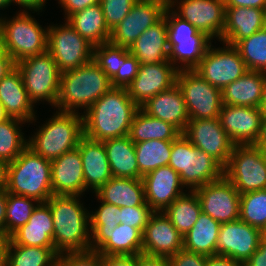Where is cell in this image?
<instances>
[{
	"instance_id": "42",
	"label": "cell",
	"mask_w": 266,
	"mask_h": 266,
	"mask_svg": "<svg viewBox=\"0 0 266 266\" xmlns=\"http://www.w3.org/2000/svg\"><path fill=\"white\" fill-rule=\"evenodd\" d=\"M39 203L33 198L7 192L5 235L11 236L25 225Z\"/></svg>"
},
{
	"instance_id": "6",
	"label": "cell",
	"mask_w": 266,
	"mask_h": 266,
	"mask_svg": "<svg viewBox=\"0 0 266 266\" xmlns=\"http://www.w3.org/2000/svg\"><path fill=\"white\" fill-rule=\"evenodd\" d=\"M168 165L180 176L181 183L193 191L223 176V167L195 147L182 133L172 141Z\"/></svg>"
},
{
	"instance_id": "57",
	"label": "cell",
	"mask_w": 266,
	"mask_h": 266,
	"mask_svg": "<svg viewBox=\"0 0 266 266\" xmlns=\"http://www.w3.org/2000/svg\"><path fill=\"white\" fill-rule=\"evenodd\" d=\"M12 4L15 3L16 6L19 5V7H23L24 9H21V11H34L35 12H41L43 7L46 5V0H11ZM41 10V11H40Z\"/></svg>"
},
{
	"instance_id": "41",
	"label": "cell",
	"mask_w": 266,
	"mask_h": 266,
	"mask_svg": "<svg viewBox=\"0 0 266 266\" xmlns=\"http://www.w3.org/2000/svg\"><path fill=\"white\" fill-rule=\"evenodd\" d=\"M235 47L248 70L266 73V27L240 40Z\"/></svg>"
},
{
	"instance_id": "17",
	"label": "cell",
	"mask_w": 266,
	"mask_h": 266,
	"mask_svg": "<svg viewBox=\"0 0 266 266\" xmlns=\"http://www.w3.org/2000/svg\"><path fill=\"white\" fill-rule=\"evenodd\" d=\"M166 8L157 0H137L126 17L111 30L109 42L129 49L146 29L164 16Z\"/></svg>"
},
{
	"instance_id": "31",
	"label": "cell",
	"mask_w": 266,
	"mask_h": 266,
	"mask_svg": "<svg viewBox=\"0 0 266 266\" xmlns=\"http://www.w3.org/2000/svg\"><path fill=\"white\" fill-rule=\"evenodd\" d=\"M265 79L266 73L248 70L221 91L222 104L260 108L261 93Z\"/></svg>"
},
{
	"instance_id": "13",
	"label": "cell",
	"mask_w": 266,
	"mask_h": 266,
	"mask_svg": "<svg viewBox=\"0 0 266 266\" xmlns=\"http://www.w3.org/2000/svg\"><path fill=\"white\" fill-rule=\"evenodd\" d=\"M222 43L223 47L218 48H213L211 44L200 64L194 69L209 84L221 91L248 71L238 49Z\"/></svg>"
},
{
	"instance_id": "28",
	"label": "cell",
	"mask_w": 266,
	"mask_h": 266,
	"mask_svg": "<svg viewBox=\"0 0 266 266\" xmlns=\"http://www.w3.org/2000/svg\"><path fill=\"white\" fill-rule=\"evenodd\" d=\"M140 108L151 117L172 124L181 133L184 132L190 120L182 91L177 84L150 98Z\"/></svg>"
},
{
	"instance_id": "29",
	"label": "cell",
	"mask_w": 266,
	"mask_h": 266,
	"mask_svg": "<svg viewBox=\"0 0 266 266\" xmlns=\"http://www.w3.org/2000/svg\"><path fill=\"white\" fill-rule=\"evenodd\" d=\"M54 226L50 206L39 203L29 221L11 236L10 245L55 247L53 242Z\"/></svg>"
},
{
	"instance_id": "44",
	"label": "cell",
	"mask_w": 266,
	"mask_h": 266,
	"mask_svg": "<svg viewBox=\"0 0 266 266\" xmlns=\"http://www.w3.org/2000/svg\"><path fill=\"white\" fill-rule=\"evenodd\" d=\"M128 48L110 42L93 47V60L111 80L121 67V55Z\"/></svg>"
},
{
	"instance_id": "53",
	"label": "cell",
	"mask_w": 266,
	"mask_h": 266,
	"mask_svg": "<svg viewBox=\"0 0 266 266\" xmlns=\"http://www.w3.org/2000/svg\"><path fill=\"white\" fill-rule=\"evenodd\" d=\"M243 266H266V238H261L258 249L243 263Z\"/></svg>"
},
{
	"instance_id": "5",
	"label": "cell",
	"mask_w": 266,
	"mask_h": 266,
	"mask_svg": "<svg viewBox=\"0 0 266 266\" xmlns=\"http://www.w3.org/2000/svg\"><path fill=\"white\" fill-rule=\"evenodd\" d=\"M82 113L60 112L39 126L28 139V147L50 161L78 146L84 136Z\"/></svg>"
},
{
	"instance_id": "14",
	"label": "cell",
	"mask_w": 266,
	"mask_h": 266,
	"mask_svg": "<svg viewBox=\"0 0 266 266\" xmlns=\"http://www.w3.org/2000/svg\"><path fill=\"white\" fill-rule=\"evenodd\" d=\"M182 134L223 168L227 165L235 144L224 131L219 118L190 119Z\"/></svg>"
},
{
	"instance_id": "26",
	"label": "cell",
	"mask_w": 266,
	"mask_h": 266,
	"mask_svg": "<svg viewBox=\"0 0 266 266\" xmlns=\"http://www.w3.org/2000/svg\"><path fill=\"white\" fill-rule=\"evenodd\" d=\"M0 104L9 118H16L26 123L36 122L34 103L29 99L23 85L22 76L15 67L0 81Z\"/></svg>"
},
{
	"instance_id": "9",
	"label": "cell",
	"mask_w": 266,
	"mask_h": 266,
	"mask_svg": "<svg viewBox=\"0 0 266 266\" xmlns=\"http://www.w3.org/2000/svg\"><path fill=\"white\" fill-rule=\"evenodd\" d=\"M15 67L19 70L25 90L34 105L39 101H46L56 107L61 72L48 51L22 59Z\"/></svg>"
},
{
	"instance_id": "63",
	"label": "cell",
	"mask_w": 266,
	"mask_h": 266,
	"mask_svg": "<svg viewBox=\"0 0 266 266\" xmlns=\"http://www.w3.org/2000/svg\"><path fill=\"white\" fill-rule=\"evenodd\" d=\"M260 109L263 112H266V79L263 83L262 93H261V103H260Z\"/></svg>"
},
{
	"instance_id": "25",
	"label": "cell",
	"mask_w": 266,
	"mask_h": 266,
	"mask_svg": "<svg viewBox=\"0 0 266 266\" xmlns=\"http://www.w3.org/2000/svg\"><path fill=\"white\" fill-rule=\"evenodd\" d=\"M77 147L82 159L85 187L95 193L113 177L104 144L83 136Z\"/></svg>"
},
{
	"instance_id": "66",
	"label": "cell",
	"mask_w": 266,
	"mask_h": 266,
	"mask_svg": "<svg viewBox=\"0 0 266 266\" xmlns=\"http://www.w3.org/2000/svg\"><path fill=\"white\" fill-rule=\"evenodd\" d=\"M10 5H12L11 0H0V10H4L7 7H9Z\"/></svg>"
},
{
	"instance_id": "12",
	"label": "cell",
	"mask_w": 266,
	"mask_h": 266,
	"mask_svg": "<svg viewBox=\"0 0 266 266\" xmlns=\"http://www.w3.org/2000/svg\"><path fill=\"white\" fill-rule=\"evenodd\" d=\"M176 84L182 91L189 119L219 117L221 90L209 84L194 69L178 71Z\"/></svg>"
},
{
	"instance_id": "68",
	"label": "cell",
	"mask_w": 266,
	"mask_h": 266,
	"mask_svg": "<svg viewBox=\"0 0 266 266\" xmlns=\"http://www.w3.org/2000/svg\"><path fill=\"white\" fill-rule=\"evenodd\" d=\"M262 237L266 238V227L262 231Z\"/></svg>"
},
{
	"instance_id": "15",
	"label": "cell",
	"mask_w": 266,
	"mask_h": 266,
	"mask_svg": "<svg viewBox=\"0 0 266 266\" xmlns=\"http://www.w3.org/2000/svg\"><path fill=\"white\" fill-rule=\"evenodd\" d=\"M168 7L212 40L220 41L225 24L224 0H173Z\"/></svg>"
},
{
	"instance_id": "45",
	"label": "cell",
	"mask_w": 266,
	"mask_h": 266,
	"mask_svg": "<svg viewBox=\"0 0 266 266\" xmlns=\"http://www.w3.org/2000/svg\"><path fill=\"white\" fill-rule=\"evenodd\" d=\"M99 208L90 211V230H111L120 223V207L102 201L97 195Z\"/></svg>"
},
{
	"instance_id": "46",
	"label": "cell",
	"mask_w": 266,
	"mask_h": 266,
	"mask_svg": "<svg viewBox=\"0 0 266 266\" xmlns=\"http://www.w3.org/2000/svg\"><path fill=\"white\" fill-rule=\"evenodd\" d=\"M137 0H100L108 29H114L130 12Z\"/></svg>"
},
{
	"instance_id": "54",
	"label": "cell",
	"mask_w": 266,
	"mask_h": 266,
	"mask_svg": "<svg viewBox=\"0 0 266 266\" xmlns=\"http://www.w3.org/2000/svg\"><path fill=\"white\" fill-rule=\"evenodd\" d=\"M137 266H171L170 259L164 256L137 255Z\"/></svg>"
},
{
	"instance_id": "20",
	"label": "cell",
	"mask_w": 266,
	"mask_h": 266,
	"mask_svg": "<svg viewBox=\"0 0 266 266\" xmlns=\"http://www.w3.org/2000/svg\"><path fill=\"white\" fill-rule=\"evenodd\" d=\"M264 112L253 106L223 105L219 121L235 145L256 144Z\"/></svg>"
},
{
	"instance_id": "64",
	"label": "cell",
	"mask_w": 266,
	"mask_h": 266,
	"mask_svg": "<svg viewBox=\"0 0 266 266\" xmlns=\"http://www.w3.org/2000/svg\"><path fill=\"white\" fill-rule=\"evenodd\" d=\"M9 116L6 114L4 107L0 104V123L7 120Z\"/></svg>"
},
{
	"instance_id": "43",
	"label": "cell",
	"mask_w": 266,
	"mask_h": 266,
	"mask_svg": "<svg viewBox=\"0 0 266 266\" xmlns=\"http://www.w3.org/2000/svg\"><path fill=\"white\" fill-rule=\"evenodd\" d=\"M239 219L263 231L266 227V189L241 194Z\"/></svg>"
},
{
	"instance_id": "21",
	"label": "cell",
	"mask_w": 266,
	"mask_h": 266,
	"mask_svg": "<svg viewBox=\"0 0 266 266\" xmlns=\"http://www.w3.org/2000/svg\"><path fill=\"white\" fill-rule=\"evenodd\" d=\"M183 248V235L163 212H154L142 233V253L170 257Z\"/></svg>"
},
{
	"instance_id": "35",
	"label": "cell",
	"mask_w": 266,
	"mask_h": 266,
	"mask_svg": "<svg viewBox=\"0 0 266 266\" xmlns=\"http://www.w3.org/2000/svg\"><path fill=\"white\" fill-rule=\"evenodd\" d=\"M220 225L201 211L193 227L183 235V248L206 256L216 255Z\"/></svg>"
},
{
	"instance_id": "50",
	"label": "cell",
	"mask_w": 266,
	"mask_h": 266,
	"mask_svg": "<svg viewBox=\"0 0 266 266\" xmlns=\"http://www.w3.org/2000/svg\"><path fill=\"white\" fill-rule=\"evenodd\" d=\"M206 255L191 252L182 248L179 252L169 257L171 266H206Z\"/></svg>"
},
{
	"instance_id": "49",
	"label": "cell",
	"mask_w": 266,
	"mask_h": 266,
	"mask_svg": "<svg viewBox=\"0 0 266 266\" xmlns=\"http://www.w3.org/2000/svg\"><path fill=\"white\" fill-rule=\"evenodd\" d=\"M59 266H102L98 250L68 251L59 255Z\"/></svg>"
},
{
	"instance_id": "36",
	"label": "cell",
	"mask_w": 266,
	"mask_h": 266,
	"mask_svg": "<svg viewBox=\"0 0 266 266\" xmlns=\"http://www.w3.org/2000/svg\"><path fill=\"white\" fill-rule=\"evenodd\" d=\"M181 132L172 124L151 117L141 108L135 113L128 136L133 143L147 140H175Z\"/></svg>"
},
{
	"instance_id": "23",
	"label": "cell",
	"mask_w": 266,
	"mask_h": 266,
	"mask_svg": "<svg viewBox=\"0 0 266 266\" xmlns=\"http://www.w3.org/2000/svg\"><path fill=\"white\" fill-rule=\"evenodd\" d=\"M90 249L102 255H138L142 253V232L126 223L111 230H91Z\"/></svg>"
},
{
	"instance_id": "65",
	"label": "cell",
	"mask_w": 266,
	"mask_h": 266,
	"mask_svg": "<svg viewBox=\"0 0 266 266\" xmlns=\"http://www.w3.org/2000/svg\"><path fill=\"white\" fill-rule=\"evenodd\" d=\"M4 39L0 30V58L5 54Z\"/></svg>"
},
{
	"instance_id": "47",
	"label": "cell",
	"mask_w": 266,
	"mask_h": 266,
	"mask_svg": "<svg viewBox=\"0 0 266 266\" xmlns=\"http://www.w3.org/2000/svg\"><path fill=\"white\" fill-rule=\"evenodd\" d=\"M140 63L127 49L121 55V67L110 80L112 87L126 88L136 77Z\"/></svg>"
},
{
	"instance_id": "52",
	"label": "cell",
	"mask_w": 266,
	"mask_h": 266,
	"mask_svg": "<svg viewBox=\"0 0 266 266\" xmlns=\"http://www.w3.org/2000/svg\"><path fill=\"white\" fill-rule=\"evenodd\" d=\"M102 266H137V255H102Z\"/></svg>"
},
{
	"instance_id": "19",
	"label": "cell",
	"mask_w": 266,
	"mask_h": 266,
	"mask_svg": "<svg viewBox=\"0 0 266 266\" xmlns=\"http://www.w3.org/2000/svg\"><path fill=\"white\" fill-rule=\"evenodd\" d=\"M178 69L169 61L155 64H140L135 79L126 87L128 95L141 107L160 92L176 84Z\"/></svg>"
},
{
	"instance_id": "48",
	"label": "cell",
	"mask_w": 266,
	"mask_h": 266,
	"mask_svg": "<svg viewBox=\"0 0 266 266\" xmlns=\"http://www.w3.org/2000/svg\"><path fill=\"white\" fill-rule=\"evenodd\" d=\"M153 213L154 211L147 202L140 206L121 207L120 223H126V225L137 228L143 233Z\"/></svg>"
},
{
	"instance_id": "55",
	"label": "cell",
	"mask_w": 266,
	"mask_h": 266,
	"mask_svg": "<svg viewBox=\"0 0 266 266\" xmlns=\"http://www.w3.org/2000/svg\"><path fill=\"white\" fill-rule=\"evenodd\" d=\"M225 7H247L266 10V0H224Z\"/></svg>"
},
{
	"instance_id": "11",
	"label": "cell",
	"mask_w": 266,
	"mask_h": 266,
	"mask_svg": "<svg viewBox=\"0 0 266 266\" xmlns=\"http://www.w3.org/2000/svg\"><path fill=\"white\" fill-rule=\"evenodd\" d=\"M48 26L47 51L61 73L79 68L93 59V45L69 23Z\"/></svg>"
},
{
	"instance_id": "10",
	"label": "cell",
	"mask_w": 266,
	"mask_h": 266,
	"mask_svg": "<svg viewBox=\"0 0 266 266\" xmlns=\"http://www.w3.org/2000/svg\"><path fill=\"white\" fill-rule=\"evenodd\" d=\"M223 175L240 194L266 189V151L255 144L235 145Z\"/></svg>"
},
{
	"instance_id": "7",
	"label": "cell",
	"mask_w": 266,
	"mask_h": 266,
	"mask_svg": "<svg viewBox=\"0 0 266 266\" xmlns=\"http://www.w3.org/2000/svg\"><path fill=\"white\" fill-rule=\"evenodd\" d=\"M29 11H18L11 19L0 17L5 52L15 63L47 52L48 26L43 28Z\"/></svg>"
},
{
	"instance_id": "40",
	"label": "cell",
	"mask_w": 266,
	"mask_h": 266,
	"mask_svg": "<svg viewBox=\"0 0 266 266\" xmlns=\"http://www.w3.org/2000/svg\"><path fill=\"white\" fill-rule=\"evenodd\" d=\"M25 123L16 118H8L0 123V160L9 164L28 147V139L21 130Z\"/></svg>"
},
{
	"instance_id": "38",
	"label": "cell",
	"mask_w": 266,
	"mask_h": 266,
	"mask_svg": "<svg viewBox=\"0 0 266 266\" xmlns=\"http://www.w3.org/2000/svg\"><path fill=\"white\" fill-rule=\"evenodd\" d=\"M134 144L138 169L143 176L159 167L168 165L172 141L147 140Z\"/></svg>"
},
{
	"instance_id": "39",
	"label": "cell",
	"mask_w": 266,
	"mask_h": 266,
	"mask_svg": "<svg viewBox=\"0 0 266 266\" xmlns=\"http://www.w3.org/2000/svg\"><path fill=\"white\" fill-rule=\"evenodd\" d=\"M7 266H59L55 247L10 245Z\"/></svg>"
},
{
	"instance_id": "18",
	"label": "cell",
	"mask_w": 266,
	"mask_h": 266,
	"mask_svg": "<svg viewBox=\"0 0 266 266\" xmlns=\"http://www.w3.org/2000/svg\"><path fill=\"white\" fill-rule=\"evenodd\" d=\"M262 231L242 220L220 225L216 254L245 263L258 249Z\"/></svg>"
},
{
	"instance_id": "1",
	"label": "cell",
	"mask_w": 266,
	"mask_h": 266,
	"mask_svg": "<svg viewBox=\"0 0 266 266\" xmlns=\"http://www.w3.org/2000/svg\"><path fill=\"white\" fill-rule=\"evenodd\" d=\"M139 108L126 88L111 87L82 114L84 136L101 142L127 136Z\"/></svg>"
},
{
	"instance_id": "61",
	"label": "cell",
	"mask_w": 266,
	"mask_h": 266,
	"mask_svg": "<svg viewBox=\"0 0 266 266\" xmlns=\"http://www.w3.org/2000/svg\"><path fill=\"white\" fill-rule=\"evenodd\" d=\"M255 145L266 151V112L263 114L260 136Z\"/></svg>"
},
{
	"instance_id": "2",
	"label": "cell",
	"mask_w": 266,
	"mask_h": 266,
	"mask_svg": "<svg viewBox=\"0 0 266 266\" xmlns=\"http://www.w3.org/2000/svg\"><path fill=\"white\" fill-rule=\"evenodd\" d=\"M79 195H52L50 206L54 226L53 242L60 255L68 251L90 249V214Z\"/></svg>"
},
{
	"instance_id": "56",
	"label": "cell",
	"mask_w": 266,
	"mask_h": 266,
	"mask_svg": "<svg viewBox=\"0 0 266 266\" xmlns=\"http://www.w3.org/2000/svg\"><path fill=\"white\" fill-rule=\"evenodd\" d=\"M206 266H243V264L227 256L216 254L207 257Z\"/></svg>"
},
{
	"instance_id": "3",
	"label": "cell",
	"mask_w": 266,
	"mask_h": 266,
	"mask_svg": "<svg viewBox=\"0 0 266 266\" xmlns=\"http://www.w3.org/2000/svg\"><path fill=\"white\" fill-rule=\"evenodd\" d=\"M111 87L108 76L92 59L79 68L61 73L55 109L80 113L81 108L85 113Z\"/></svg>"
},
{
	"instance_id": "22",
	"label": "cell",
	"mask_w": 266,
	"mask_h": 266,
	"mask_svg": "<svg viewBox=\"0 0 266 266\" xmlns=\"http://www.w3.org/2000/svg\"><path fill=\"white\" fill-rule=\"evenodd\" d=\"M145 200L154 212H163L185 194L179 174L169 165L159 167L142 177Z\"/></svg>"
},
{
	"instance_id": "59",
	"label": "cell",
	"mask_w": 266,
	"mask_h": 266,
	"mask_svg": "<svg viewBox=\"0 0 266 266\" xmlns=\"http://www.w3.org/2000/svg\"><path fill=\"white\" fill-rule=\"evenodd\" d=\"M11 243L10 236L0 235V266H7L8 249Z\"/></svg>"
},
{
	"instance_id": "32",
	"label": "cell",
	"mask_w": 266,
	"mask_h": 266,
	"mask_svg": "<svg viewBox=\"0 0 266 266\" xmlns=\"http://www.w3.org/2000/svg\"><path fill=\"white\" fill-rule=\"evenodd\" d=\"M113 177L142 179L135 153V144L127 135L103 141Z\"/></svg>"
},
{
	"instance_id": "16",
	"label": "cell",
	"mask_w": 266,
	"mask_h": 266,
	"mask_svg": "<svg viewBox=\"0 0 266 266\" xmlns=\"http://www.w3.org/2000/svg\"><path fill=\"white\" fill-rule=\"evenodd\" d=\"M193 191L198 196L202 212L220 224L239 219L241 194L224 175Z\"/></svg>"
},
{
	"instance_id": "24",
	"label": "cell",
	"mask_w": 266,
	"mask_h": 266,
	"mask_svg": "<svg viewBox=\"0 0 266 266\" xmlns=\"http://www.w3.org/2000/svg\"><path fill=\"white\" fill-rule=\"evenodd\" d=\"M51 185L54 195H79L87 191L78 147L51 161Z\"/></svg>"
},
{
	"instance_id": "30",
	"label": "cell",
	"mask_w": 266,
	"mask_h": 266,
	"mask_svg": "<svg viewBox=\"0 0 266 266\" xmlns=\"http://www.w3.org/2000/svg\"><path fill=\"white\" fill-rule=\"evenodd\" d=\"M140 64L169 61L166 10L164 16L146 29L129 48Z\"/></svg>"
},
{
	"instance_id": "58",
	"label": "cell",
	"mask_w": 266,
	"mask_h": 266,
	"mask_svg": "<svg viewBox=\"0 0 266 266\" xmlns=\"http://www.w3.org/2000/svg\"><path fill=\"white\" fill-rule=\"evenodd\" d=\"M16 66V63L14 60L7 54L5 53L1 58H0V81L7 75L9 74Z\"/></svg>"
},
{
	"instance_id": "60",
	"label": "cell",
	"mask_w": 266,
	"mask_h": 266,
	"mask_svg": "<svg viewBox=\"0 0 266 266\" xmlns=\"http://www.w3.org/2000/svg\"><path fill=\"white\" fill-rule=\"evenodd\" d=\"M7 190L0 191V235H5Z\"/></svg>"
},
{
	"instance_id": "67",
	"label": "cell",
	"mask_w": 266,
	"mask_h": 266,
	"mask_svg": "<svg viewBox=\"0 0 266 266\" xmlns=\"http://www.w3.org/2000/svg\"><path fill=\"white\" fill-rule=\"evenodd\" d=\"M157 1L163 2L168 7L173 0H157Z\"/></svg>"
},
{
	"instance_id": "4",
	"label": "cell",
	"mask_w": 266,
	"mask_h": 266,
	"mask_svg": "<svg viewBox=\"0 0 266 266\" xmlns=\"http://www.w3.org/2000/svg\"><path fill=\"white\" fill-rule=\"evenodd\" d=\"M51 176V161L27 147L8 164L6 190L45 203L53 195Z\"/></svg>"
},
{
	"instance_id": "8",
	"label": "cell",
	"mask_w": 266,
	"mask_h": 266,
	"mask_svg": "<svg viewBox=\"0 0 266 266\" xmlns=\"http://www.w3.org/2000/svg\"><path fill=\"white\" fill-rule=\"evenodd\" d=\"M166 22L169 62L179 71L195 69L212 44V39L177 16L170 7L166 8Z\"/></svg>"
},
{
	"instance_id": "37",
	"label": "cell",
	"mask_w": 266,
	"mask_h": 266,
	"mask_svg": "<svg viewBox=\"0 0 266 266\" xmlns=\"http://www.w3.org/2000/svg\"><path fill=\"white\" fill-rule=\"evenodd\" d=\"M201 211V204L197 194L194 191H189L176 198L163 213L172 222L177 231L184 235L193 227Z\"/></svg>"
},
{
	"instance_id": "62",
	"label": "cell",
	"mask_w": 266,
	"mask_h": 266,
	"mask_svg": "<svg viewBox=\"0 0 266 266\" xmlns=\"http://www.w3.org/2000/svg\"><path fill=\"white\" fill-rule=\"evenodd\" d=\"M8 163L0 160V191L6 190Z\"/></svg>"
},
{
	"instance_id": "33",
	"label": "cell",
	"mask_w": 266,
	"mask_h": 266,
	"mask_svg": "<svg viewBox=\"0 0 266 266\" xmlns=\"http://www.w3.org/2000/svg\"><path fill=\"white\" fill-rule=\"evenodd\" d=\"M95 195L102 201L120 208L146 203L142 179L112 177Z\"/></svg>"
},
{
	"instance_id": "34",
	"label": "cell",
	"mask_w": 266,
	"mask_h": 266,
	"mask_svg": "<svg viewBox=\"0 0 266 266\" xmlns=\"http://www.w3.org/2000/svg\"><path fill=\"white\" fill-rule=\"evenodd\" d=\"M66 20L93 46L109 42L111 31L107 27L100 3L74 13Z\"/></svg>"
},
{
	"instance_id": "51",
	"label": "cell",
	"mask_w": 266,
	"mask_h": 266,
	"mask_svg": "<svg viewBox=\"0 0 266 266\" xmlns=\"http://www.w3.org/2000/svg\"><path fill=\"white\" fill-rule=\"evenodd\" d=\"M58 3L64 10L67 19L70 15L80 12L85 8L100 3V0H58Z\"/></svg>"
},
{
	"instance_id": "27",
	"label": "cell",
	"mask_w": 266,
	"mask_h": 266,
	"mask_svg": "<svg viewBox=\"0 0 266 266\" xmlns=\"http://www.w3.org/2000/svg\"><path fill=\"white\" fill-rule=\"evenodd\" d=\"M266 27V10L247 7H226L225 24L220 41L235 46Z\"/></svg>"
}]
</instances>
